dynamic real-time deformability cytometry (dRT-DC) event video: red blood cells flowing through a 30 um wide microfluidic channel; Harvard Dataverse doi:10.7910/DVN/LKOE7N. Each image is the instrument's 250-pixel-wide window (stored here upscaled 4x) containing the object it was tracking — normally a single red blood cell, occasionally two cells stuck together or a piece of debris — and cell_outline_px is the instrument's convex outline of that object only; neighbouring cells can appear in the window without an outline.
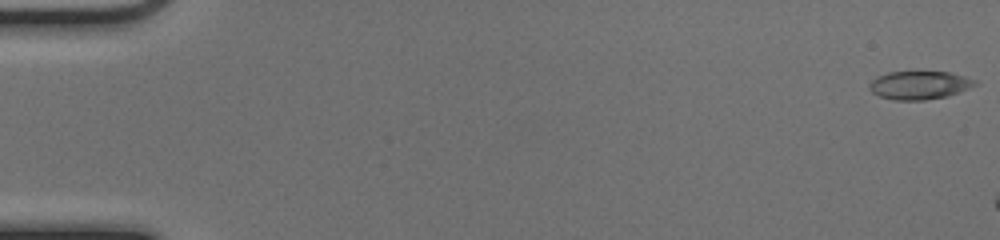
{"species": "common noctule bat (a hibernating species)", "species_latin": "Nyctalus noctula", "temperature_condition": "cold", "stored_images_in_passage": 14, "camera_frame_rate_fps": 3000, "um_per_image_px": 0.085, "animal": {"sex": "female", "body_mass_g": 17.0, "forearm_length_mm": 48.0}, "frame": {"image": 1, "passage_image": 1, "time_ms": 0.0, "image_size_px": [1000, 240], "cell_outline_px": [[980, 84], [948, 96], [924, 100], [892, 100], [880, 96], [872, 92], [868, 88], [868, 84], [876, 76], [888, 72], [952, 72], [980, 80]], "centroid_in_image_um": [78.2, 7.23], "position_along_channel_um": 6.8, "area_um2": 17.74}}